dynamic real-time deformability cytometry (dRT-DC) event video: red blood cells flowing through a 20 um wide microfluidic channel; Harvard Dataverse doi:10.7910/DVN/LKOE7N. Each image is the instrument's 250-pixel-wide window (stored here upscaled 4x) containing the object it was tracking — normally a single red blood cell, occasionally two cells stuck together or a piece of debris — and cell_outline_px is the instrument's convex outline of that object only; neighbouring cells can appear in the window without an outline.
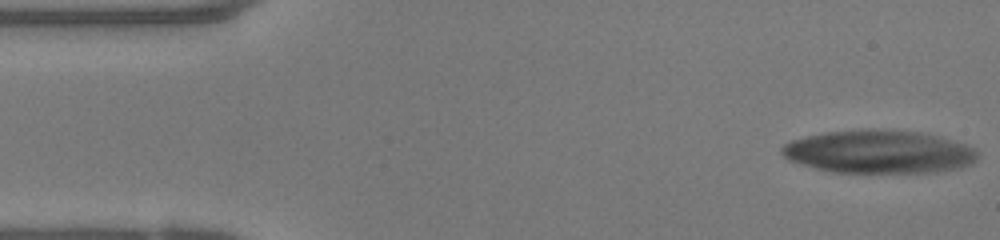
{"species": "human", "species_latin": "Homo sapiens", "temperature_condition": "warm", "stored_images_in_passage": 56, "camera_frame_rate_fps": 3000, "um_per_image_px": 0.085, "donor": {"sex": "female"}, "frame": {"image": 1, "passage_image": 1, "time_ms": 0.0, "image_size_px": [1000, 240], "cell_outline_px": [[976, 160], [972, 164], [960, 168], [936, 172], [832, 172], [816, 168], [788, 160], [780, 152], [780, 148], [784, 144], [792, 140], [824, 132], [860, 128], [924, 132], [940, 136], [976, 148]], "centroid_in_image_um": [74.71, 12.89], "position_along_channel_um": 10.3, "area_um2": 49.42}}
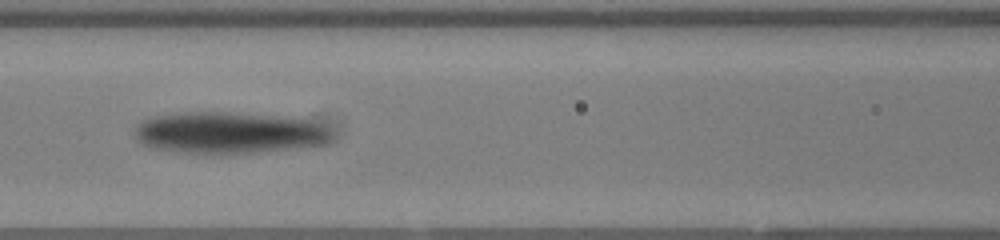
{"frame": {"image": 2, "passage_image": 23, "time_ms": 7.333, "image_size_px": [1000, 240], "cell_outline_px": [[336, 140], [324, 144], [296, 148], [256, 152], [176, 152], [152, 148], [144, 144], [136, 136], [136, 124], [144, 120], [156, 116], [188, 112], [228, 112], [308, 120], [328, 124], [336, 136]], "centroid_in_image_um": [19.58, 11.28], "position_along_channel_um": 147.0, "area_um2": 47.4}}
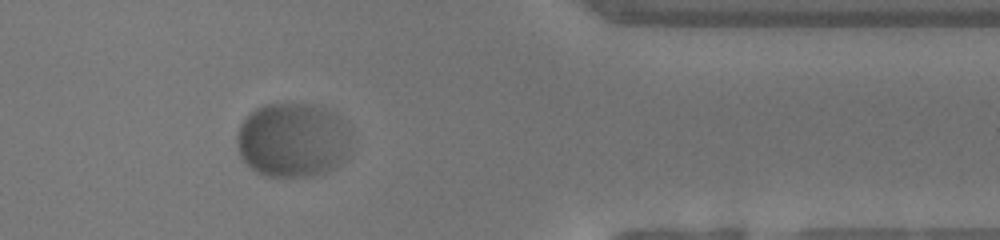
{"frame": {"image": 3, "passage_image": 45, "time_ms": 14.667, "image_size_px": [1000, 240], "cell_outline_px": [[348, 148], [344, 160], [332, 168], [324, 172], [312, 176], [264, 176], [256, 172], [244, 164], [236, 148], [236, 136], [240, 124], [256, 108], [264, 104], [320, 104], [332, 112], [348, 128]], "centroid_in_image_um": [24.82, 11.91], "position_along_channel_um": 386.6, "area_um2": 49.65}}